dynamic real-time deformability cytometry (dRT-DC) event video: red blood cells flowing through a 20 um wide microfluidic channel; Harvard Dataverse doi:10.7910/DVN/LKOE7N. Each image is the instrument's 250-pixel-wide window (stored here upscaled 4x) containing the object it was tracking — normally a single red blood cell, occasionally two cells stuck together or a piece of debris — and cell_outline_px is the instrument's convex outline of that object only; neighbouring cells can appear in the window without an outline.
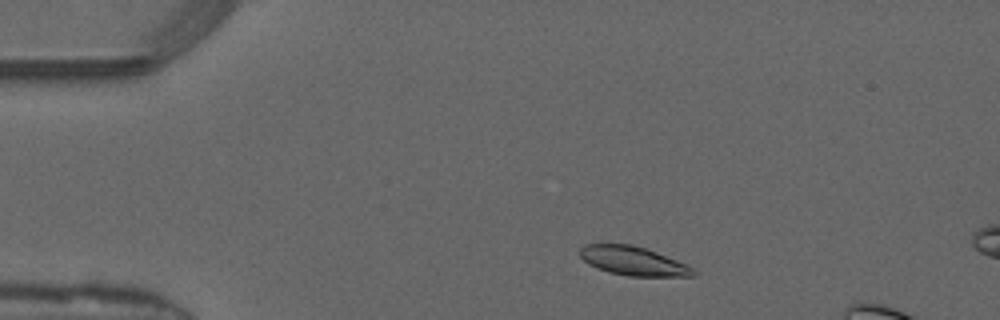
{"species": "common noctule bat (a hibernating species)", "species_latin": "Nyctalus noctula", "temperature_condition": "warm", "stored_images_in_passage": 11, "camera_frame_rate_fps": 3000, "um_per_image_px": 0.085, "animal": {"sex": "male", "forearm_length_mm": 52.5}, "frame": {"image": 1, "passage_image": 5, "time_ms": 1.333, "image_size_px": [1000, 320], "cell_outline_px": [[696, 276], [628, 276], [608, 272], [596, 268], [588, 264], [580, 256], [580, 248], [584, 244], [632, 244], [656, 252], [676, 260], [692, 268], [696, 272]], "centroid_in_image_um": [53.78, 22.18], "position_along_channel_um": 31.2, "area_um2": 18.96}}